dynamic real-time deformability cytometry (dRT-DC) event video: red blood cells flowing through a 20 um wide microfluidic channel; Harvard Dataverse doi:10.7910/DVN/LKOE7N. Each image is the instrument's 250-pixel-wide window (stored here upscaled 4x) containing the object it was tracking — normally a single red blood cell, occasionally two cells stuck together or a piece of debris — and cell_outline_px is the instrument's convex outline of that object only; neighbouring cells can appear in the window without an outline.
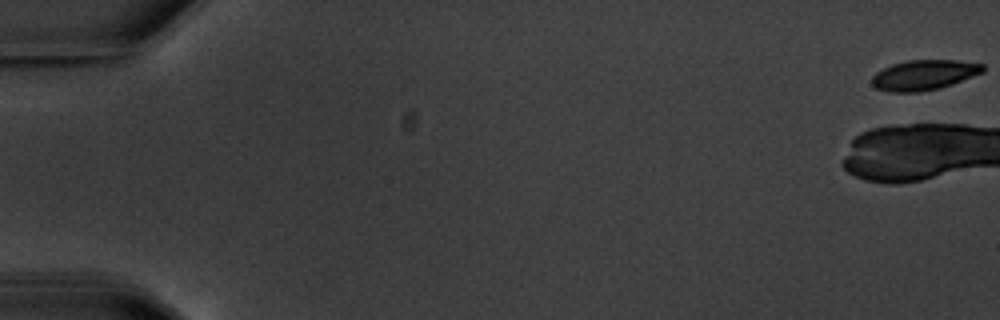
{"species": "common noctule bat (a hibernating species)", "species_latin": "Nyctalus noctula", "temperature_condition": "warm", "stored_images_in_passage": 8, "camera_frame_rate_fps": 3000, "um_per_image_px": 0.085, "animal": {"sex": "male", "body_mass_g": 20.1, "forearm_length_mm": 53.5}, "frame": {"image": 1, "passage_image": 1, "time_ms": 0.0, "image_size_px": [1000, 320], "cell_outline_px": [[984, 72], [952, 84], [936, 88], [916, 92], [888, 92], [876, 88], [872, 84], [872, 76], [876, 72], [892, 64], [908, 60], [956, 60], [984, 64]], "centroid_in_image_um": [78.53, 6.36], "position_along_channel_um": 6.5, "area_um2": 19.36}}
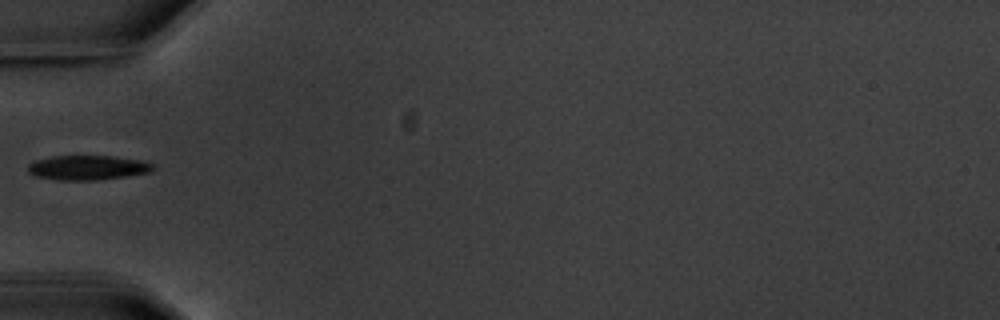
{"frame": {"image": 2, "passage_image": 8, "time_ms": 8.333, "image_size_px": [1000, 320], "cell_outline_px": [[156, 168], [152, 172], [96, 180], [60, 180], [36, 176], [28, 172], [28, 164], [32, 160], [52, 156], [112, 156], [144, 160], [156, 164]], "centroid_in_image_um": [7.49, 14.23], "position_along_channel_um": 77.5, "area_um2": 18.15}}